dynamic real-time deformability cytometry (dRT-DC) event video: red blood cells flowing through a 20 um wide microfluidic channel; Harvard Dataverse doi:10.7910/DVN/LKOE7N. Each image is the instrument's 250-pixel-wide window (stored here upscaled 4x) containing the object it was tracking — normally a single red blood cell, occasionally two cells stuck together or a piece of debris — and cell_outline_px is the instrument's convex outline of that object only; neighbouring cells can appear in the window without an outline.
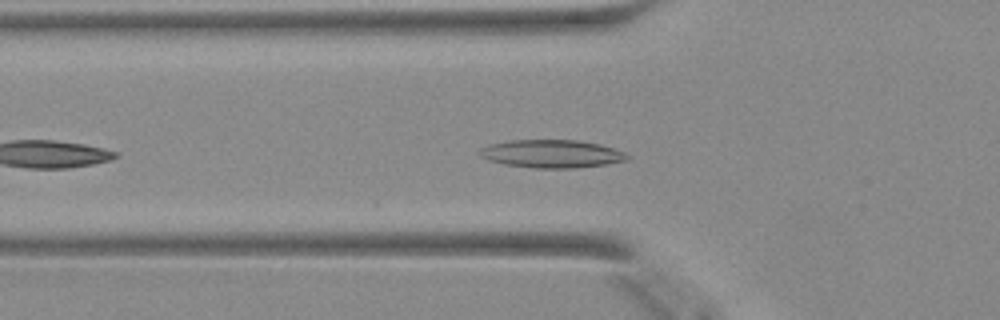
{"species": "Egyptian fruit bat (a non-hibernating species)", "species_latin": "Rousettus aegyptiacus", "temperature_condition": "warm", "stored_images_in_passage": 29, "camera_frame_rate_fps": 3000, "um_per_image_px": 0.085, "animal": {"sex": "female"}, "frame": {"image": 1, "passage_image": 6, "time_ms": 1.667, "image_size_px": [1000, 320], "cell_outline_px": [[628, 160], [608, 164], [576, 168], [536, 168], [504, 164], [488, 160], [480, 156], [476, 152], [480, 148], [488, 144], [508, 140], [576, 140], [600, 144], [624, 152], [628, 156]], "centroid_in_image_um": [46.85, 13.07], "position_along_channel_um": 79.0, "area_um2": 24.22}}
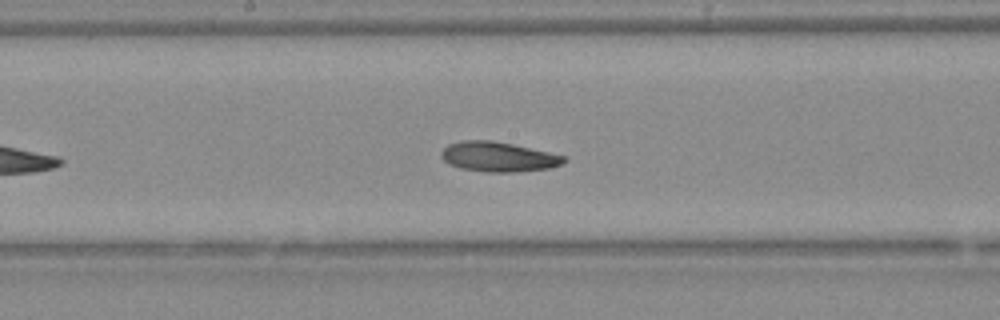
{"frame": {"image": 2, "passage_image": 15, "time_ms": 4.667, "image_size_px": [1000, 320], "cell_outline_px": [[568, 160], [564, 164], [548, 168], [516, 172], [488, 172], [460, 168], [448, 164], [440, 156], [440, 152], [448, 144], [464, 140], [492, 140], [512, 144], [548, 152], [564, 156]], "centroid_in_image_um": [42.34, 13.33], "position_along_channel_um": 205.9, "area_um2": 21.33}}
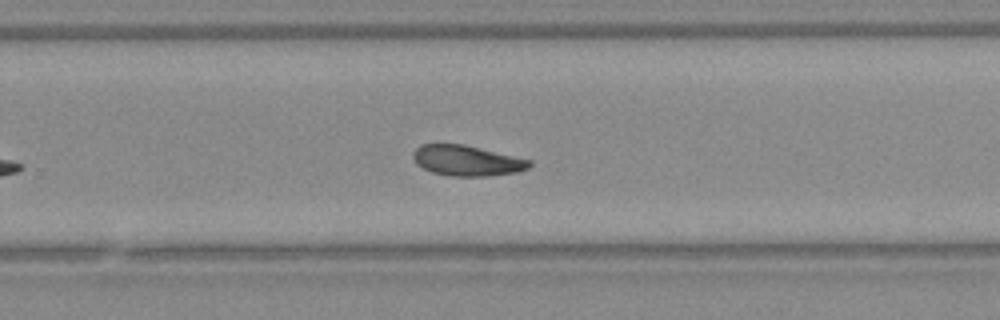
{"frame": {"image": 3, "passage_image": 21, "time_ms": 6.667, "image_size_px": [1000, 320], "cell_outline_px": [[532, 164], [528, 168], [520, 172], [488, 176], [448, 176], [432, 172], [416, 164], [412, 156], [412, 152], [420, 144], [464, 144], [532, 160]], "centroid_in_image_um": [39.69, 13.65], "position_along_channel_um": 290.1, "area_um2": 20.87}}